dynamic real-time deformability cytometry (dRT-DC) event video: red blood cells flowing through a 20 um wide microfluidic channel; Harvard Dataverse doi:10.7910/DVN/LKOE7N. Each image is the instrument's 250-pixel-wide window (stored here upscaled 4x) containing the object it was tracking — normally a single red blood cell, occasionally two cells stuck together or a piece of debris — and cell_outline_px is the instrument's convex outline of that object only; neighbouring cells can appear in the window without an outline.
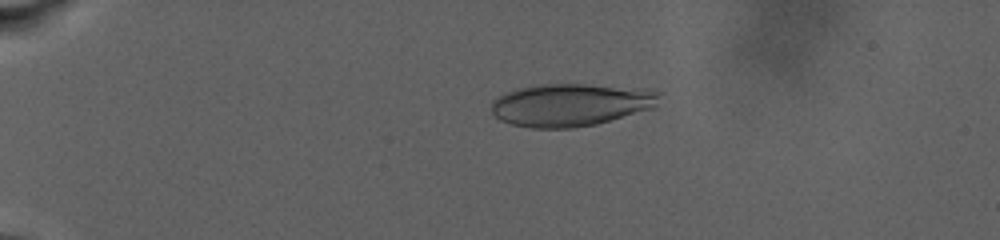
{"species": "human", "species_latin": "Homo sapiens", "temperature_condition": "warm", "stored_images_in_passage": 36, "camera_frame_rate_fps": 3000, "um_per_image_px": 0.085, "donor": {"sex": "male"}, "frame": {"image": 1, "passage_image": 2, "time_ms": 1.0, "image_size_px": [1000, 240], "cell_outline_px": [[664, 92], [656, 104], [652, 108], [596, 124], [572, 128], [532, 128], [512, 124], [500, 120], [492, 112], [492, 100], [508, 92], [520, 88], [540, 84], [584, 84], [652, 88]], "centroid_in_image_um": [48.58, 8.89], "position_along_channel_um": 36.4, "area_um2": 41.91}}
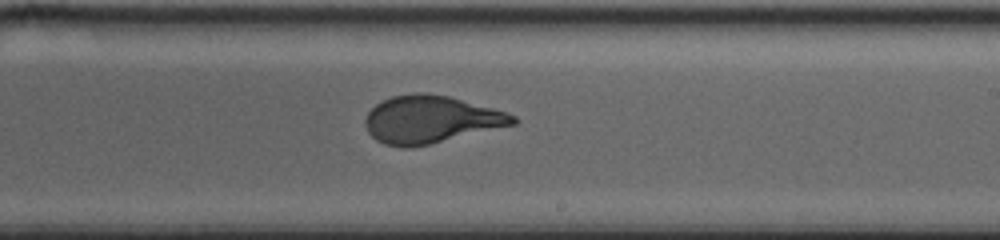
{"frame": {"image": 2, "passage_image": 22, "time_ms": 12.667, "image_size_px": [1000, 240], "cell_outline_px": [[520, 120], [516, 124], [428, 144], [408, 148], [400, 148], [384, 144], [376, 140], [368, 132], [364, 124], [364, 120], [368, 112], [376, 104], [392, 96], [416, 92], [428, 92], [448, 96], [508, 112], [516, 116]], "centroid_in_image_um": [36.6, 10.15], "position_along_channel_um": 252.4, "area_um2": 40.92}}
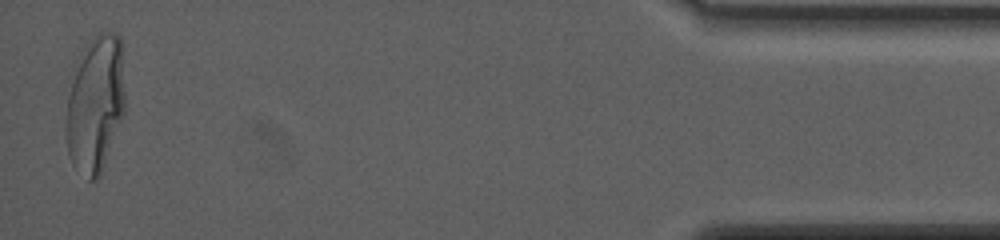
{"frame": {"image": 3, "passage_image": 36, "time_ms": 22.333, "image_size_px": [1000, 240], "cell_outline_px": [[124, 112], [100, 176], [96, 180], [88, 180], [72, 164], [68, 156], [64, 128], [64, 124], [68, 96], [76, 72], [88, 44], [96, 32], [116, 32], [120, 36], [124, 92]], "centroid_in_image_um": [8.1, 8.92], "position_along_channel_um": 427.1, "area_um2": 46.41}}